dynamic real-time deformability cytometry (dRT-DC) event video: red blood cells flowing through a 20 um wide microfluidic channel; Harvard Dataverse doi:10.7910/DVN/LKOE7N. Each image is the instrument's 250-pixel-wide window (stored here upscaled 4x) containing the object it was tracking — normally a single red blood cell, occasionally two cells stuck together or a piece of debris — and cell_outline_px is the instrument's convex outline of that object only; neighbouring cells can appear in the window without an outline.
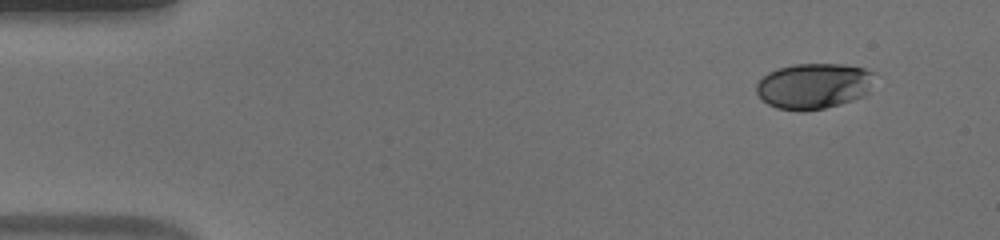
{"species": "human", "species_latin": "Homo sapiens", "temperature_condition": "warm", "stored_images_in_passage": 49, "camera_frame_rate_fps": 3000, "um_per_image_px": 0.085, "donor": {"sex": "male"}, "frame": {"image": 1, "passage_image": 1, "time_ms": 0.0, "image_size_px": [1000, 240], "cell_outline_px": [[876, 72], [868, 92], [864, 96], [840, 104], [824, 108], [804, 112], [800, 112], [776, 108], [768, 104], [756, 92], [756, 84], [768, 72], [792, 64], [844, 64], [864, 68]], "centroid_in_image_um": [69.18, 7.31], "position_along_channel_um": 15.8, "area_um2": 31.67}}
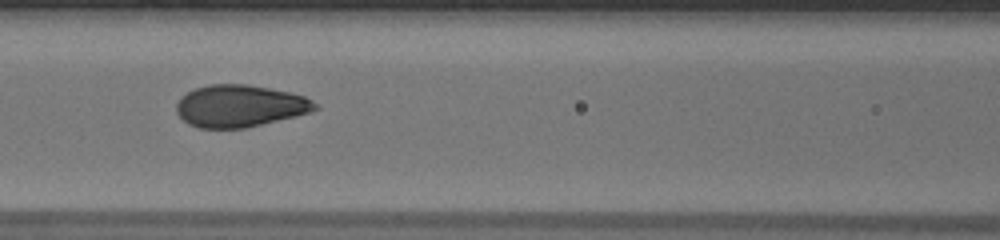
{"frame": {"image": 2, "passage_image": 20, "time_ms": 6.333, "image_size_px": [1000, 240], "cell_outline_px": [[320, 108], [296, 116], [244, 128], [200, 128], [188, 124], [176, 112], [176, 104], [188, 92], [196, 88], [208, 84], [248, 84], [288, 92], [304, 96], [312, 100]], "centroid_in_image_um": [20.38, 9.01], "position_along_channel_um": 146.2, "area_um2": 33.7}}
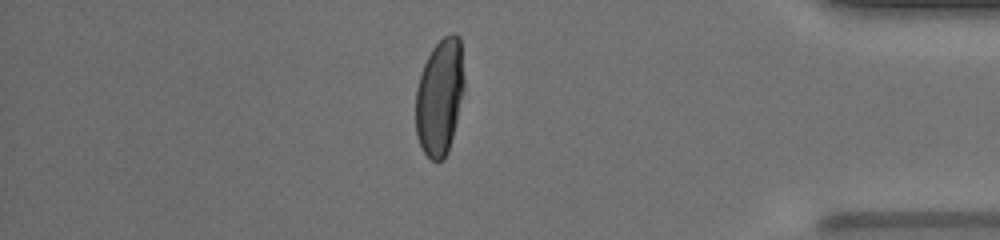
{"frame": {"image": 3, "passage_image": 42, "time_ms": 13.667, "image_size_px": [1000, 240], "cell_outline_px": [[464, 88], [448, 152], [444, 160], [432, 160], [424, 152], [420, 144], [416, 132], [416, 88], [424, 64], [432, 48], [444, 36], [452, 32], [456, 32], [460, 36], [464, 76]], "centroid_in_image_um": [37.38, 8.2], "position_along_channel_um": 397.8, "area_um2": 32.77}, "authors_computed_cell_mechanics": {"area_um2": 33.6974, "velocity_mm_per_s": 3.8757, "shape_relaxation_time_tau1_ms": 3.6338, "shape_relaxation_time_tau2_ms": null, "deformation_change_tau1": 0.1935, "deformation_change_tau2": null}}